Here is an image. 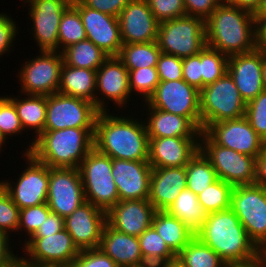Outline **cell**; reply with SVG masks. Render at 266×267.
Listing matches in <instances>:
<instances>
[{
	"instance_id": "cell-1",
	"label": "cell",
	"mask_w": 266,
	"mask_h": 267,
	"mask_svg": "<svg viewBox=\"0 0 266 267\" xmlns=\"http://www.w3.org/2000/svg\"><path fill=\"white\" fill-rule=\"evenodd\" d=\"M195 236L212 248L228 267L255 262L264 254L230 208L207 214Z\"/></svg>"
},
{
	"instance_id": "cell-2",
	"label": "cell",
	"mask_w": 266,
	"mask_h": 267,
	"mask_svg": "<svg viewBox=\"0 0 266 267\" xmlns=\"http://www.w3.org/2000/svg\"><path fill=\"white\" fill-rule=\"evenodd\" d=\"M109 112H99L96 118L94 147L112 159L148 161L149 136L145 120Z\"/></svg>"
},
{
	"instance_id": "cell-3",
	"label": "cell",
	"mask_w": 266,
	"mask_h": 267,
	"mask_svg": "<svg viewBox=\"0 0 266 267\" xmlns=\"http://www.w3.org/2000/svg\"><path fill=\"white\" fill-rule=\"evenodd\" d=\"M206 45L230 57L256 50L254 14L222 2L205 20Z\"/></svg>"
},
{
	"instance_id": "cell-4",
	"label": "cell",
	"mask_w": 266,
	"mask_h": 267,
	"mask_svg": "<svg viewBox=\"0 0 266 267\" xmlns=\"http://www.w3.org/2000/svg\"><path fill=\"white\" fill-rule=\"evenodd\" d=\"M95 128H65L44 131L33 139L25 153L54 168H79L94 147Z\"/></svg>"
},
{
	"instance_id": "cell-5",
	"label": "cell",
	"mask_w": 266,
	"mask_h": 267,
	"mask_svg": "<svg viewBox=\"0 0 266 267\" xmlns=\"http://www.w3.org/2000/svg\"><path fill=\"white\" fill-rule=\"evenodd\" d=\"M246 102L227 72L200 90L201 130L211 124L245 116Z\"/></svg>"
},
{
	"instance_id": "cell-6",
	"label": "cell",
	"mask_w": 266,
	"mask_h": 267,
	"mask_svg": "<svg viewBox=\"0 0 266 267\" xmlns=\"http://www.w3.org/2000/svg\"><path fill=\"white\" fill-rule=\"evenodd\" d=\"M79 172L85 199L108 212L119 202L117 186L112 174V158L93 147L82 163Z\"/></svg>"
},
{
	"instance_id": "cell-7",
	"label": "cell",
	"mask_w": 266,
	"mask_h": 267,
	"mask_svg": "<svg viewBox=\"0 0 266 267\" xmlns=\"http://www.w3.org/2000/svg\"><path fill=\"white\" fill-rule=\"evenodd\" d=\"M156 42L162 53L179 58L197 55L206 46L205 20L185 15L161 22Z\"/></svg>"
},
{
	"instance_id": "cell-8",
	"label": "cell",
	"mask_w": 266,
	"mask_h": 267,
	"mask_svg": "<svg viewBox=\"0 0 266 267\" xmlns=\"http://www.w3.org/2000/svg\"><path fill=\"white\" fill-rule=\"evenodd\" d=\"M230 209L236 214L249 238L266 252V188L253 185L234 186Z\"/></svg>"
},
{
	"instance_id": "cell-9",
	"label": "cell",
	"mask_w": 266,
	"mask_h": 267,
	"mask_svg": "<svg viewBox=\"0 0 266 267\" xmlns=\"http://www.w3.org/2000/svg\"><path fill=\"white\" fill-rule=\"evenodd\" d=\"M200 151L211 162L218 179L233 187L255 184L257 158L217 145L204 131Z\"/></svg>"
},
{
	"instance_id": "cell-10",
	"label": "cell",
	"mask_w": 266,
	"mask_h": 267,
	"mask_svg": "<svg viewBox=\"0 0 266 267\" xmlns=\"http://www.w3.org/2000/svg\"><path fill=\"white\" fill-rule=\"evenodd\" d=\"M40 54L22 64L18 72L20 94L49 96L58 93L61 69L64 64L62 53L39 51Z\"/></svg>"
},
{
	"instance_id": "cell-11",
	"label": "cell",
	"mask_w": 266,
	"mask_h": 267,
	"mask_svg": "<svg viewBox=\"0 0 266 267\" xmlns=\"http://www.w3.org/2000/svg\"><path fill=\"white\" fill-rule=\"evenodd\" d=\"M99 110L87 100L54 93L47 96L44 131L65 128H95Z\"/></svg>"
},
{
	"instance_id": "cell-12",
	"label": "cell",
	"mask_w": 266,
	"mask_h": 267,
	"mask_svg": "<svg viewBox=\"0 0 266 267\" xmlns=\"http://www.w3.org/2000/svg\"><path fill=\"white\" fill-rule=\"evenodd\" d=\"M23 247L21 249L25 250L26 257L20 259L28 265L71 267L80 253L65 228L53 235L31 237L23 243Z\"/></svg>"
},
{
	"instance_id": "cell-13",
	"label": "cell",
	"mask_w": 266,
	"mask_h": 267,
	"mask_svg": "<svg viewBox=\"0 0 266 267\" xmlns=\"http://www.w3.org/2000/svg\"><path fill=\"white\" fill-rule=\"evenodd\" d=\"M146 103L152 108L190 118L201 129L200 91L183 79L160 81Z\"/></svg>"
},
{
	"instance_id": "cell-14",
	"label": "cell",
	"mask_w": 266,
	"mask_h": 267,
	"mask_svg": "<svg viewBox=\"0 0 266 267\" xmlns=\"http://www.w3.org/2000/svg\"><path fill=\"white\" fill-rule=\"evenodd\" d=\"M22 155L28 165L17 182L2 180L1 183L19 209L47 203L49 167L37 161L30 153Z\"/></svg>"
},
{
	"instance_id": "cell-15",
	"label": "cell",
	"mask_w": 266,
	"mask_h": 267,
	"mask_svg": "<svg viewBox=\"0 0 266 267\" xmlns=\"http://www.w3.org/2000/svg\"><path fill=\"white\" fill-rule=\"evenodd\" d=\"M86 202L78 168L49 167L47 205L62 218L71 215Z\"/></svg>"
},
{
	"instance_id": "cell-16",
	"label": "cell",
	"mask_w": 266,
	"mask_h": 267,
	"mask_svg": "<svg viewBox=\"0 0 266 267\" xmlns=\"http://www.w3.org/2000/svg\"><path fill=\"white\" fill-rule=\"evenodd\" d=\"M29 7L32 36L40 51H58V30L64 11L70 6L63 0H24Z\"/></svg>"
},
{
	"instance_id": "cell-17",
	"label": "cell",
	"mask_w": 266,
	"mask_h": 267,
	"mask_svg": "<svg viewBox=\"0 0 266 267\" xmlns=\"http://www.w3.org/2000/svg\"><path fill=\"white\" fill-rule=\"evenodd\" d=\"M204 132L217 145L255 158L260 155L265 143L245 116L213 123Z\"/></svg>"
},
{
	"instance_id": "cell-18",
	"label": "cell",
	"mask_w": 266,
	"mask_h": 267,
	"mask_svg": "<svg viewBox=\"0 0 266 267\" xmlns=\"http://www.w3.org/2000/svg\"><path fill=\"white\" fill-rule=\"evenodd\" d=\"M96 94L95 106L100 112L108 110L107 103L104 102L107 101L106 99L113 101L120 109L124 106L127 107V100H131L130 96H132L129 86V71L118 57H109L96 70Z\"/></svg>"
},
{
	"instance_id": "cell-19",
	"label": "cell",
	"mask_w": 266,
	"mask_h": 267,
	"mask_svg": "<svg viewBox=\"0 0 266 267\" xmlns=\"http://www.w3.org/2000/svg\"><path fill=\"white\" fill-rule=\"evenodd\" d=\"M106 223L107 212L87 201L64 219V227L79 250L97 249Z\"/></svg>"
},
{
	"instance_id": "cell-20",
	"label": "cell",
	"mask_w": 266,
	"mask_h": 267,
	"mask_svg": "<svg viewBox=\"0 0 266 267\" xmlns=\"http://www.w3.org/2000/svg\"><path fill=\"white\" fill-rule=\"evenodd\" d=\"M80 13L86 37L109 57H118L122 48L118 17L84 6L73 5Z\"/></svg>"
},
{
	"instance_id": "cell-21",
	"label": "cell",
	"mask_w": 266,
	"mask_h": 267,
	"mask_svg": "<svg viewBox=\"0 0 266 267\" xmlns=\"http://www.w3.org/2000/svg\"><path fill=\"white\" fill-rule=\"evenodd\" d=\"M152 167L148 161L112 159L119 201L149 199Z\"/></svg>"
},
{
	"instance_id": "cell-22",
	"label": "cell",
	"mask_w": 266,
	"mask_h": 267,
	"mask_svg": "<svg viewBox=\"0 0 266 267\" xmlns=\"http://www.w3.org/2000/svg\"><path fill=\"white\" fill-rule=\"evenodd\" d=\"M122 44L148 43L157 40L159 22L146 0H131L119 17Z\"/></svg>"
},
{
	"instance_id": "cell-23",
	"label": "cell",
	"mask_w": 266,
	"mask_h": 267,
	"mask_svg": "<svg viewBox=\"0 0 266 267\" xmlns=\"http://www.w3.org/2000/svg\"><path fill=\"white\" fill-rule=\"evenodd\" d=\"M265 54L264 51L256 49L228 58L227 72L246 104L264 91L262 68Z\"/></svg>"
},
{
	"instance_id": "cell-24",
	"label": "cell",
	"mask_w": 266,
	"mask_h": 267,
	"mask_svg": "<svg viewBox=\"0 0 266 267\" xmlns=\"http://www.w3.org/2000/svg\"><path fill=\"white\" fill-rule=\"evenodd\" d=\"M200 150V137L149 139L148 162L152 168L183 167Z\"/></svg>"
},
{
	"instance_id": "cell-25",
	"label": "cell",
	"mask_w": 266,
	"mask_h": 267,
	"mask_svg": "<svg viewBox=\"0 0 266 267\" xmlns=\"http://www.w3.org/2000/svg\"><path fill=\"white\" fill-rule=\"evenodd\" d=\"M155 211L148 199L119 201L107 212V223L121 233L138 237L152 226Z\"/></svg>"
},
{
	"instance_id": "cell-26",
	"label": "cell",
	"mask_w": 266,
	"mask_h": 267,
	"mask_svg": "<svg viewBox=\"0 0 266 267\" xmlns=\"http://www.w3.org/2000/svg\"><path fill=\"white\" fill-rule=\"evenodd\" d=\"M185 188H187L185 166L152 168L148 200L156 211H164Z\"/></svg>"
},
{
	"instance_id": "cell-27",
	"label": "cell",
	"mask_w": 266,
	"mask_h": 267,
	"mask_svg": "<svg viewBox=\"0 0 266 267\" xmlns=\"http://www.w3.org/2000/svg\"><path fill=\"white\" fill-rule=\"evenodd\" d=\"M108 255L119 267L148 266L141 253L138 237L121 233L105 224L98 247Z\"/></svg>"
},
{
	"instance_id": "cell-28",
	"label": "cell",
	"mask_w": 266,
	"mask_h": 267,
	"mask_svg": "<svg viewBox=\"0 0 266 267\" xmlns=\"http://www.w3.org/2000/svg\"><path fill=\"white\" fill-rule=\"evenodd\" d=\"M148 117L145 119L149 139L163 137H200L202 130L190 119L171 114L145 104ZM150 112V113H149ZM147 120V121H146Z\"/></svg>"
},
{
	"instance_id": "cell-29",
	"label": "cell",
	"mask_w": 266,
	"mask_h": 267,
	"mask_svg": "<svg viewBox=\"0 0 266 267\" xmlns=\"http://www.w3.org/2000/svg\"><path fill=\"white\" fill-rule=\"evenodd\" d=\"M58 93L87 100L95 104L96 71L66 65L61 69Z\"/></svg>"
},
{
	"instance_id": "cell-30",
	"label": "cell",
	"mask_w": 266,
	"mask_h": 267,
	"mask_svg": "<svg viewBox=\"0 0 266 267\" xmlns=\"http://www.w3.org/2000/svg\"><path fill=\"white\" fill-rule=\"evenodd\" d=\"M20 98L14 96L7 97L14 103L20 123L24 132L32 130L36 139L42 132H44L46 115H47V96L44 95H27ZM26 129V131H25Z\"/></svg>"
},
{
	"instance_id": "cell-31",
	"label": "cell",
	"mask_w": 266,
	"mask_h": 267,
	"mask_svg": "<svg viewBox=\"0 0 266 267\" xmlns=\"http://www.w3.org/2000/svg\"><path fill=\"white\" fill-rule=\"evenodd\" d=\"M152 227L176 255L195 237L193 231L166 210L155 211Z\"/></svg>"
},
{
	"instance_id": "cell-32",
	"label": "cell",
	"mask_w": 266,
	"mask_h": 267,
	"mask_svg": "<svg viewBox=\"0 0 266 267\" xmlns=\"http://www.w3.org/2000/svg\"><path fill=\"white\" fill-rule=\"evenodd\" d=\"M166 211L181 220L195 234L202 228L207 216L197 195L188 188L180 192Z\"/></svg>"
},
{
	"instance_id": "cell-33",
	"label": "cell",
	"mask_w": 266,
	"mask_h": 267,
	"mask_svg": "<svg viewBox=\"0 0 266 267\" xmlns=\"http://www.w3.org/2000/svg\"><path fill=\"white\" fill-rule=\"evenodd\" d=\"M61 53L66 65L95 71L109 58L88 39L70 45Z\"/></svg>"
},
{
	"instance_id": "cell-34",
	"label": "cell",
	"mask_w": 266,
	"mask_h": 267,
	"mask_svg": "<svg viewBox=\"0 0 266 267\" xmlns=\"http://www.w3.org/2000/svg\"><path fill=\"white\" fill-rule=\"evenodd\" d=\"M161 50L156 41L123 44L118 58L128 71L141 68H156Z\"/></svg>"
},
{
	"instance_id": "cell-35",
	"label": "cell",
	"mask_w": 266,
	"mask_h": 267,
	"mask_svg": "<svg viewBox=\"0 0 266 267\" xmlns=\"http://www.w3.org/2000/svg\"><path fill=\"white\" fill-rule=\"evenodd\" d=\"M177 258L184 267H228L220 256L197 236L177 254Z\"/></svg>"
},
{
	"instance_id": "cell-36",
	"label": "cell",
	"mask_w": 266,
	"mask_h": 267,
	"mask_svg": "<svg viewBox=\"0 0 266 267\" xmlns=\"http://www.w3.org/2000/svg\"><path fill=\"white\" fill-rule=\"evenodd\" d=\"M187 176V188L194 194L202 193L210 184L218 178L211 162L199 150L185 166Z\"/></svg>"
},
{
	"instance_id": "cell-37",
	"label": "cell",
	"mask_w": 266,
	"mask_h": 267,
	"mask_svg": "<svg viewBox=\"0 0 266 267\" xmlns=\"http://www.w3.org/2000/svg\"><path fill=\"white\" fill-rule=\"evenodd\" d=\"M138 239L142 257L148 266L177 258V255L152 226L138 236Z\"/></svg>"
},
{
	"instance_id": "cell-38",
	"label": "cell",
	"mask_w": 266,
	"mask_h": 267,
	"mask_svg": "<svg viewBox=\"0 0 266 267\" xmlns=\"http://www.w3.org/2000/svg\"><path fill=\"white\" fill-rule=\"evenodd\" d=\"M85 28L79 11L70 5L62 14L58 30V52L72 44L86 40Z\"/></svg>"
},
{
	"instance_id": "cell-39",
	"label": "cell",
	"mask_w": 266,
	"mask_h": 267,
	"mask_svg": "<svg viewBox=\"0 0 266 267\" xmlns=\"http://www.w3.org/2000/svg\"><path fill=\"white\" fill-rule=\"evenodd\" d=\"M232 190V185L217 179L197 195L198 202L207 214L229 209Z\"/></svg>"
},
{
	"instance_id": "cell-40",
	"label": "cell",
	"mask_w": 266,
	"mask_h": 267,
	"mask_svg": "<svg viewBox=\"0 0 266 267\" xmlns=\"http://www.w3.org/2000/svg\"><path fill=\"white\" fill-rule=\"evenodd\" d=\"M228 58L207 45L201 50L202 88L216 82L227 73Z\"/></svg>"
},
{
	"instance_id": "cell-41",
	"label": "cell",
	"mask_w": 266,
	"mask_h": 267,
	"mask_svg": "<svg viewBox=\"0 0 266 267\" xmlns=\"http://www.w3.org/2000/svg\"><path fill=\"white\" fill-rule=\"evenodd\" d=\"M159 82L157 68L147 67L129 71L130 92L143 96L144 102L153 95Z\"/></svg>"
},
{
	"instance_id": "cell-42",
	"label": "cell",
	"mask_w": 266,
	"mask_h": 267,
	"mask_svg": "<svg viewBox=\"0 0 266 267\" xmlns=\"http://www.w3.org/2000/svg\"><path fill=\"white\" fill-rule=\"evenodd\" d=\"M19 211V207L10 198L7 189L0 181V231L8 236H11V232H18Z\"/></svg>"
},
{
	"instance_id": "cell-43",
	"label": "cell",
	"mask_w": 266,
	"mask_h": 267,
	"mask_svg": "<svg viewBox=\"0 0 266 267\" xmlns=\"http://www.w3.org/2000/svg\"><path fill=\"white\" fill-rule=\"evenodd\" d=\"M51 213L47 203L20 209L18 232L24 231L30 239Z\"/></svg>"
},
{
	"instance_id": "cell-44",
	"label": "cell",
	"mask_w": 266,
	"mask_h": 267,
	"mask_svg": "<svg viewBox=\"0 0 266 267\" xmlns=\"http://www.w3.org/2000/svg\"><path fill=\"white\" fill-rule=\"evenodd\" d=\"M245 117L257 135L266 142V91L246 105Z\"/></svg>"
},
{
	"instance_id": "cell-45",
	"label": "cell",
	"mask_w": 266,
	"mask_h": 267,
	"mask_svg": "<svg viewBox=\"0 0 266 267\" xmlns=\"http://www.w3.org/2000/svg\"><path fill=\"white\" fill-rule=\"evenodd\" d=\"M14 103L6 96L0 97V132L5 139L23 132Z\"/></svg>"
},
{
	"instance_id": "cell-46",
	"label": "cell",
	"mask_w": 266,
	"mask_h": 267,
	"mask_svg": "<svg viewBox=\"0 0 266 267\" xmlns=\"http://www.w3.org/2000/svg\"><path fill=\"white\" fill-rule=\"evenodd\" d=\"M149 8L161 23L167 20L183 17L186 15L184 0H146Z\"/></svg>"
},
{
	"instance_id": "cell-47",
	"label": "cell",
	"mask_w": 266,
	"mask_h": 267,
	"mask_svg": "<svg viewBox=\"0 0 266 267\" xmlns=\"http://www.w3.org/2000/svg\"><path fill=\"white\" fill-rule=\"evenodd\" d=\"M156 68L160 81H176L183 79L182 58L161 53Z\"/></svg>"
},
{
	"instance_id": "cell-48",
	"label": "cell",
	"mask_w": 266,
	"mask_h": 267,
	"mask_svg": "<svg viewBox=\"0 0 266 267\" xmlns=\"http://www.w3.org/2000/svg\"><path fill=\"white\" fill-rule=\"evenodd\" d=\"M71 267H119L99 248L80 250Z\"/></svg>"
},
{
	"instance_id": "cell-49",
	"label": "cell",
	"mask_w": 266,
	"mask_h": 267,
	"mask_svg": "<svg viewBox=\"0 0 266 267\" xmlns=\"http://www.w3.org/2000/svg\"><path fill=\"white\" fill-rule=\"evenodd\" d=\"M182 65L183 80L200 91L202 89L201 51L197 55L182 58Z\"/></svg>"
},
{
	"instance_id": "cell-50",
	"label": "cell",
	"mask_w": 266,
	"mask_h": 267,
	"mask_svg": "<svg viewBox=\"0 0 266 267\" xmlns=\"http://www.w3.org/2000/svg\"><path fill=\"white\" fill-rule=\"evenodd\" d=\"M9 14L0 13V56L8 53L16 40L18 26Z\"/></svg>"
},
{
	"instance_id": "cell-51",
	"label": "cell",
	"mask_w": 266,
	"mask_h": 267,
	"mask_svg": "<svg viewBox=\"0 0 266 267\" xmlns=\"http://www.w3.org/2000/svg\"><path fill=\"white\" fill-rule=\"evenodd\" d=\"M223 0H184L187 16L201 17L206 20Z\"/></svg>"
},
{
	"instance_id": "cell-52",
	"label": "cell",
	"mask_w": 266,
	"mask_h": 267,
	"mask_svg": "<svg viewBox=\"0 0 266 267\" xmlns=\"http://www.w3.org/2000/svg\"><path fill=\"white\" fill-rule=\"evenodd\" d=\"M131 0H82L81 3L102 13L119 17Z\"/></svg>"
},
{
	"instance_id": "cell-53",
	"label": "cell",
	"mask_w": 266,
	"mask_h": 267,
	"mask_svg": "<svg viewBox=\"0 0 266 267\" xmlns=\"http://www.w3.org/2000/svg\"><path fill=\"white\" fill-rule=\"evenodd\" d=\"M64 228V218L57 215L56 213L51 212L32 237H44V235H53Z\"/></svg>"
},
{
	"instance_id": "cell-54",
	"label": "cell",
	"mask_w": 266,
	"mask_h": 267,
	"mask_svg": "<svg viewBox=\"0 0 266 267\" xmlns=\"http://www.w3.org/2000/svg\"><path fill=\"white\" fill-rule=\"evenodd\" d=\"M10 236L0 231V267H13L20 258L11 248ZM11 246V247H10Z\"/></svg>"
},
{
	"instance_id": "cell-55",
	"label": "cell",
	"mask_w": 266,
	"mask_h": 267,
	"mask_svg": "<svg viewBox=\"0 0 266 267\" xmlns=\"http://www.w3.org/2000/svg\"><path fill=\"white\" fill-rule=\"evenodd\" d=\"M255 18L256 48L266 53V17Z\"/></svg>"
},
{
	"instance_id": "cell-56",
	"label": "cell",
	"mask_w": 266,
	"mask_h": 267,
	"mask_svg": "<svg viewBox=\"0 0 266 267\" xmlns=\"http://www.w3.org/2000/svg\"><path fill=\"white\" fill-rule=\"evenodd\" d=\"M255 184L266 188V142L257 158Z\"/></svg>"
},
{
	"instance_id": "cell-57",
	"label": "cell",
	"mask_w": 266,
	"mask_h": 267,
	"mask_svg": "<svg viewBox=\"0 0 266 267\" xmlns=\"http://www.w3.org/2000/svg\"><path fill=\"white\" fill-rule=\"evenodd\" d=\"M224 3L255 13L261 0H223Z\"/></svg>"
},
{
	"instance_id": "cell-58",
	"label": "cell",
	"mask_w": 266,
	"mask_h": 267,
	"mask_svg": "<svg viewBox=\"0 0 266 267\" xmlns=\"http://www.w3.org/2000/svg\"><path fill=\"white\" fill-rule=\"evenodd\" d=\"M150 267H184V265L178 260V258L171 261H164L154 264Z\"/></svg>"
},
{
	"instance_id": "cell-59",
	"label": "cell",
	"mask_w": 266,
	"mask_h": 267,
	"mask_svg": "<svg viewBox=\"0 0 266 267\" xmlns=\"http://www.w3.org/2000/svg\"><path fill=\"white\" fill-rule=\"evenodd\" d=\"M236 267H266V255L263 254L257 261Z\"/></svg>"
},
{
	"instance_id": "cell-60",
	"label": "cell",
	"mask_w": 266,
	"mask_h": 267,
	"mask_svg": "<svg viewBox=\"0 0 266 267\" xmlns=\"http://www.w3.org/2000/svg\"><path fill=\"white\" fill-rule=\"evenodd\" d=\"M254 17H266V0H261V3L254 13Z\"/></svg>"
},
{
	"instance_id": "cell-61",
	"label": "cell",
	"mask_w": 266,
	"mask_h": 267,
	"mask_svg": "<svg viewBox=\"0 0 266 267\" xmlns=\"http://www.w3.org/2000/svg\"><path fill=\"white\" fill-rule=\"evenodd\" d=\"M262 82H263L264 90L266 91V54L264 55V61H263Z\"/></svg>"
},
{
	"instance_id": "cell-62",
	"label": "cell",
	"mask_w": 266,
	"mask_h": 267,
	"mask_svg": "<svg viewBox=\"0 0 266 267\" xmlns=\"http://www.w3.org/2000/svg\"><path fill=\"white\" fill-rule=\"evenodd\" d=\"M13 267H40V265H28L22 259H18Z\"/></svg>"
},
{
	"instance_id": "cell-63",
	"label": "cell",
	"mask_w": 266,
	"mask_h": 267,
	"mask_svg": "<svg viewBox=\"0 0 266 267\" xmlns=\"http://www.w3.org/2000/svg\"><path fill=\"white\" fill-rule=\"evenodd\" d=\"M5 142H6V139L4 138L2 133L0 132V152L2 151L1 148H3V146H5Z\"/></svg>"
},
{
	"instance_id": "cell-64",
	"label": "cell",
	"mask_w": 266,
	"mask_h": 267,
	"mask_svg": "<svg viewBox=\"0 0 266 267\" xmlns=\"http://www.w3.org/2000/svg\"><path fill=\"white\" fill-rule=\"evenodd\" d=\"M63 1H65L69 5H75L79 2H81L82 0H63Z\"/></svg>"
},
{
	"instance_id": "cell-65",
	"label": "cell",
	"mask_w": 266,
	"mask_h": 267,
	"mask_svg": "<svg viewBox=\"0 0 266 267\" xmlns=\"http://www.w3.org/2000/svg\"><path fill=\"white\" fill-rule=\"evenodd\" d=\"M40 267H63V266L40 265Z\"/></svg>"
}]
</instances>
